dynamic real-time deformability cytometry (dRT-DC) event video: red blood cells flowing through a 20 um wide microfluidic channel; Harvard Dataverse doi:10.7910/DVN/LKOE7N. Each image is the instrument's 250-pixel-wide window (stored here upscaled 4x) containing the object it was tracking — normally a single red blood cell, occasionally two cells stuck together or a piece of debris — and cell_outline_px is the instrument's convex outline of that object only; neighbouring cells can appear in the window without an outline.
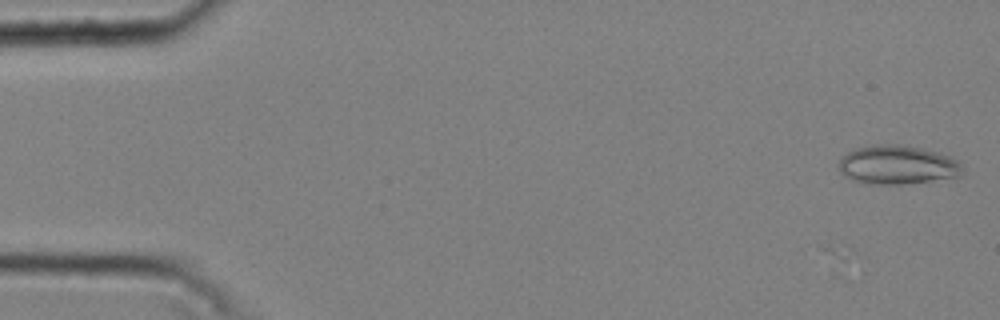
{"species": "common noctule bat (a hibernating species)", "species_latin": "Nyctalus noctula", "temperature_condition": "cold", "stored_images_in_passage": 7, "camera_frame_rate_fps": 3000, "um_per_image_px": 0.085, "animal": {"sex": "male", "body_mass_g": 20.4}, "frame": {"image": 1, "passage_image": 1, "time_ms": 0.0, "image_size_px": [1000, 320], "cell_outline_px": [[960, 176], [904, 184], [876, 184], [852, 180], [840, 172], [840, 156], [852, 148], [872, 144], [900, 144], [920, 148], [952, 156], [960, 164]], "centroid_in_image_um": [76.22, 13.99], "position_along_channel_um": 8.8, "area_um2": 27.98}}